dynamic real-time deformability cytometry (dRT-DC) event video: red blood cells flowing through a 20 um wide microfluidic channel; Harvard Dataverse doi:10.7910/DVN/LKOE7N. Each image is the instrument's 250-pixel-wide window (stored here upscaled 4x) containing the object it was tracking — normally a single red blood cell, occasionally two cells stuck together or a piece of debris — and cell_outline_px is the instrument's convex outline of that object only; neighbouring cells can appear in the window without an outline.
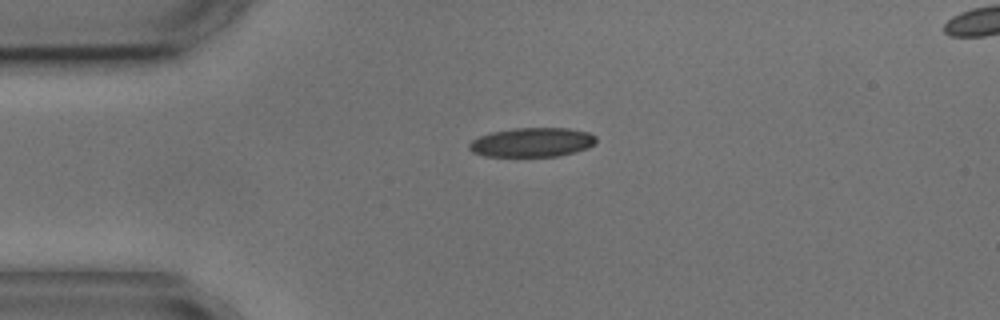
{"species": "common noctule bat (a hibernating species)", "species_latin": "Nyctalus noctula", "temperature_condition": "cold", "stored_images_in_passage": 3, "segment_of_instrument_passage": [1, 2], "camera_frame_rate_fps": 3000, "um_per_image_px": 0.085, "animal": {"sex": "male", "body_mass_g": 17.9, "forearm_length_mm": 54.2}, "frame": {"image": 1, "passage_image": 1, "time_ms": 0.0, "image_size_px": [1000, 320], "cell_outline_px": [[596, 140], [592, 144], [584, 148], [572, 152], [556, 156], [484, 156], [472, 152], [468, 148], [468, 144], [472, 140], [480, 136], [492, 132], [512, 128], [568, 128], [588, 132], [596, 136]], "centroid_in_image_um": [45.17, 12.09], "position_along_channel_um": 39.8, "area_um2": 21.39}}